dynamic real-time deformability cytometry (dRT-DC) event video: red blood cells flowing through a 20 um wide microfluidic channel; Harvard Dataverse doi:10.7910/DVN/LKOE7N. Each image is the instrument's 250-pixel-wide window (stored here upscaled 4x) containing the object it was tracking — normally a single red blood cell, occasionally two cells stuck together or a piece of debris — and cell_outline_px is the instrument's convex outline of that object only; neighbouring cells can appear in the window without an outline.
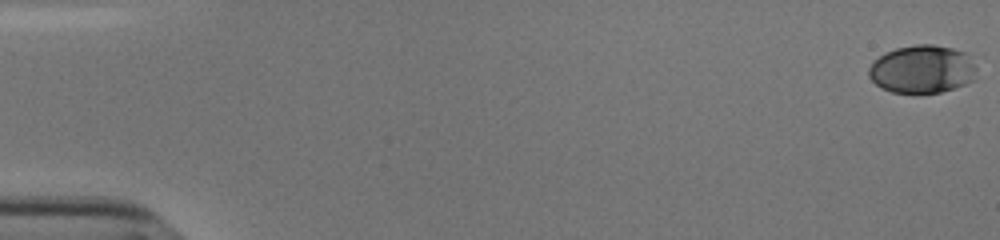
{"species": "human", "species_latin": "Homo sapiens", "temperature_condition": "cold", "stored_images_in_passage": 55, "camera_frame_rate_fps": 3000, "um_per_image_px": 0.085, "donor": {"sex": "male"}, "frame": {"image": 1, "passage_image": 1, "time_ms": 0.0, "image_size_px": [1000, 240], "cell_outline_px": [[976, 68], [972, 80], [964, 84], [940, 92], [892, 92], [876, 84], [868, 76], [868, 68], [884, 52], [896, 48], [916, 44], [932, 44], [952, 48], [968, 52]], "centroid_in_image_um": [78.39, 5.85], "position_along_channel_um": 6.6, "area_um2": 29.94}}
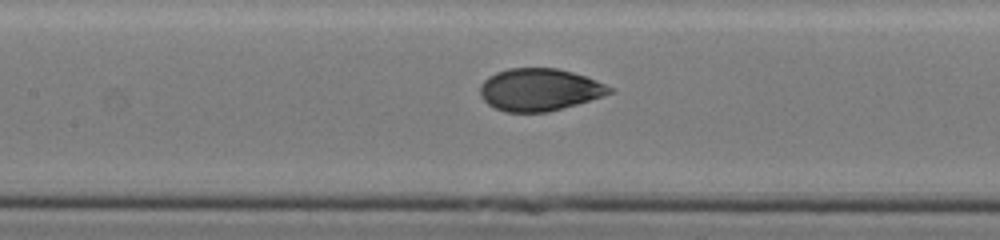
{"frame": {"image": 2, "passage_image": 27, "time_ms": 8.667, "image_size_px": [1000, 240], "cell_outline_px": [[616, 88], [612, 92], [576, 104], [548, 112], [504, 112], [488, 104], [480, 96], [480, 84], [488, 76], [496, 72], [508, 68], [556, 68], [572, 72], [596, 80]], "centroid_in_image_um": [45.82, 7.61], "position_along_channel_um": 161.6, "area_um2": 31.85}}
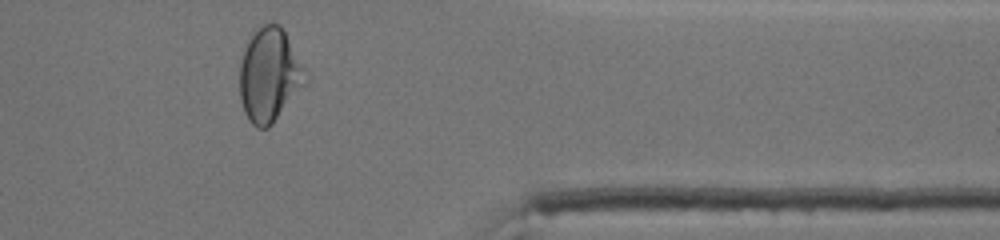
{"frame": {"image": 3, "passage_image": 46, "time_ms": 15.0, "image_size_px": [1000, 240], "cell_outline_px": [[308, 80], [272, 124], [268, 128], [256, 128], [248, 120], [244, 112], [240, 100], [240, 64], [244, 52], [256, 24], [280, 24], [308, 72]], "centroid_in_image_um": [22.9, 6.37], "position_along_channel_um": 388.5, "area_um2": 36.01}, "authors_computed_cell_mechanics": {"area_um2": 32.368, "velocity_mm_per_s": 3.8211, "shape_relaxation_time_tau1_ms": 4.5941, "shape_relaxation_time_tau2_ms": null, "deformation_change_tau1": 0.1464, "deformation_change_tau2": null}}